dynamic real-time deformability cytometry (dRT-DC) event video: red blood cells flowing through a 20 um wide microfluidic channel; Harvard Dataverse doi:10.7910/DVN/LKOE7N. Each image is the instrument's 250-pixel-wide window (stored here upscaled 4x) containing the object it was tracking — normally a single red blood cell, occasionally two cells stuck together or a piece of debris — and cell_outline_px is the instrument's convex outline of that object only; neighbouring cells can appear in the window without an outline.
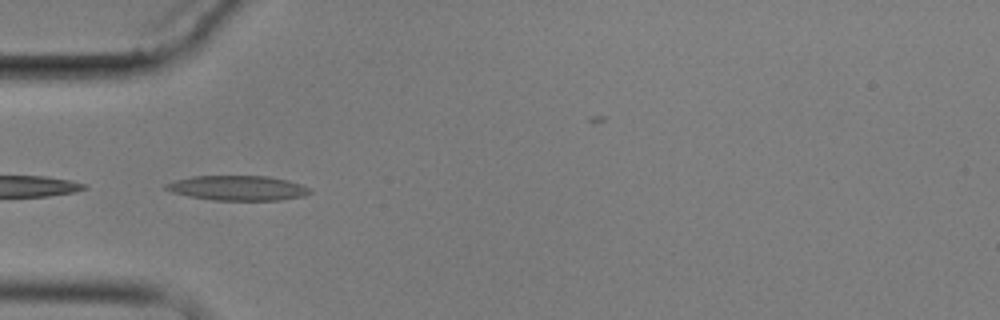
{"species": "common noctule bat (a hibernating species)", "species_latin": "Nyctalus noctula", "temperature_condition": "cold", "stored_images_in_passage": 2, "camera_frame_rate_fps": 3000, "um_per_image_px": 0.085, "animal": {"sex": "male", "body_mass_g": 17.9}, "frame": {"image": 1, "passage_image": 1, "time_ms": 0.0, "image_size_px": [1000, 320], "cell_outline_px": [[312, 192], [304, 196], [280, 200], [212, 200], [188, 196], [172, 192], [164, 188], [164, 184], [176, 180], [192, 176], [268, 176], [288, 180], [300, 184], [308, 188]], "centroid_in_image_um": [20.19, 15.98], "position_along_channel_um": 64.8, "area_um2": 20.81}}